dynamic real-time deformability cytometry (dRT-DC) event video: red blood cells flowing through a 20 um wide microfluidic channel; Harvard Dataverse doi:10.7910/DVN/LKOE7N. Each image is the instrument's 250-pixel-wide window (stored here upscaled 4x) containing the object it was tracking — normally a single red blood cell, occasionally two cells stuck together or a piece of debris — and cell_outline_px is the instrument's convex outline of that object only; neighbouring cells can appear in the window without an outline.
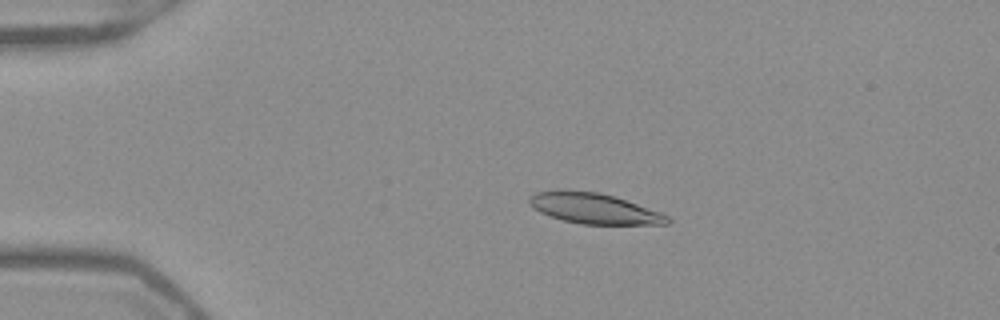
{"species": "Egyptian fruit bat (a non-hibernating species)", "species_latin": "Rousettus aegyptiacus", "temperature_condition": "warm", "stored_images_in_passage": 48, "camera_frame_rate_fps": 3000, "um_per_image_px": 0.085, "frame": {"image": 1, "passage_image": 7, "time_ms": 2.0, "image_size_px": [1000, 320], "cell_outline_px": [[672, 220], [668, 224], [580, 224], [564, 220], [540, 212], [532, 208], [528, 204], [528, 196], [536, 192], [556, 188], [560, 188], [600, 192], [660, 212], [668, 216]], "centroid_in_image_um": [50.4, 17.69], "position_along_channel_um": 34.6, "area_um2": 24.8}}
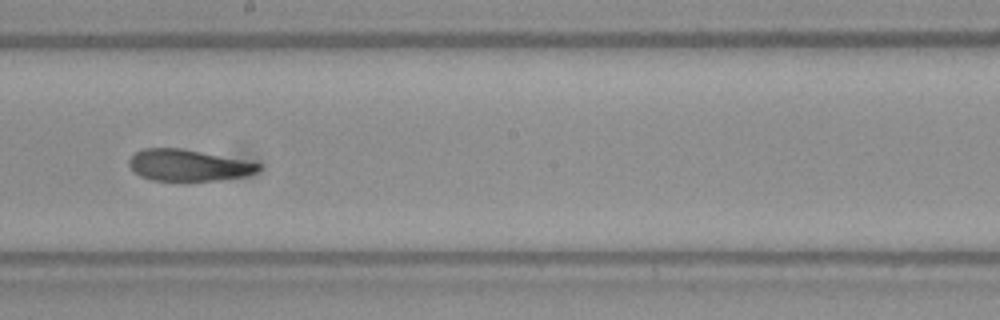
{"frame": {"image": 2, "passage_image": 26, "time_ms": 8.333, "image_size_px": [1000, 320], "cell_outline_px": [[260, 168], [256, 172], [244, 176], [216, 180], [152, 180], [140, 176], [128, 164], [128, 160], [136, 152], [144, 148], [184, 148], [260, 164]], "centroid_in_image_um": [15.96, 14.04], "position_along_channel_um": 232.2, "area_um2": 23.29}}
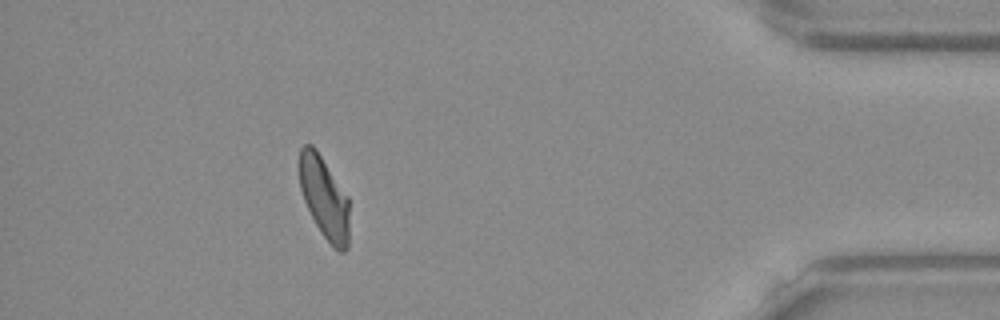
{"frame": {"image": 3, "passage_image": 43, "time_ms": 14.0, "image_size_px": [1000, 320], "cell_outline_px": [[348, 248], [344, 252], [340, 252], [332, 248], [316, 224], [304, 200], [300, 188], [300, 148], [304, 144], [312, 144], [316, 148], [348, 196]], "centroid_in_image_um": [27.57, 16.81], "position_along_channel_um": 407.6, "area_um2": 23.7}, "authors_computed_cell_mechanics": {"area_um2": 24.6806, "velocity_mm_per_s": 3.9215, "shape_relaxation_time_tau1_ms": 4.9848, "shape_relaxation_time_tau2_ms": 1.8244, "deformation_change_tau1": 0.1506, "deformation_change_tau2": 0.0898}}